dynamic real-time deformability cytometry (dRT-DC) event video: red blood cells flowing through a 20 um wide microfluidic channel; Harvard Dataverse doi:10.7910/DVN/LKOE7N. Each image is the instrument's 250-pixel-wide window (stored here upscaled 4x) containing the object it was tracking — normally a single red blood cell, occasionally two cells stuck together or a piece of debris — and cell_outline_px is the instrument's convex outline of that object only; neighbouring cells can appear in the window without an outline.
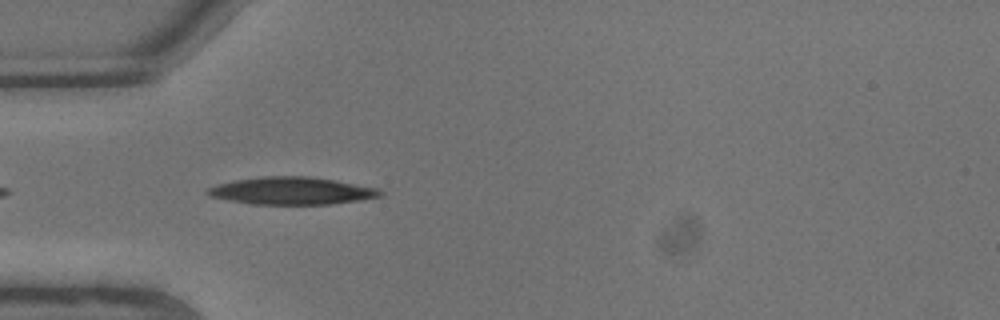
{"species": "common noctule bat (a hibernating species)", "species_latin": "Nyctalus noctula", "temperature_condition": "warm", "stored_images_in_passage": 3, "camera_frame_rate_fps": 3000, "um_per_image_px": 0.085, "animal": {"sex": "male", "body_mass_g": 13.3}, "frame": {"image": 1, "passage_image": 2, "time_ms": 0.333, "image_size_px": [1000, 320], "cell_outline_px": [[384, 196], [360, 200], [332, 204], [252, 204], [228, 200], [208, 196], [204, 192], [204, 188], [216, 184], [236, 180], [264, 176], [312, 176], [336, 180], [380, 188], [384, 192]], "centroid_in_image_um": [24.81, 16.21], "position_along_channel_um": 60.2, "area_um2": 28.03}}